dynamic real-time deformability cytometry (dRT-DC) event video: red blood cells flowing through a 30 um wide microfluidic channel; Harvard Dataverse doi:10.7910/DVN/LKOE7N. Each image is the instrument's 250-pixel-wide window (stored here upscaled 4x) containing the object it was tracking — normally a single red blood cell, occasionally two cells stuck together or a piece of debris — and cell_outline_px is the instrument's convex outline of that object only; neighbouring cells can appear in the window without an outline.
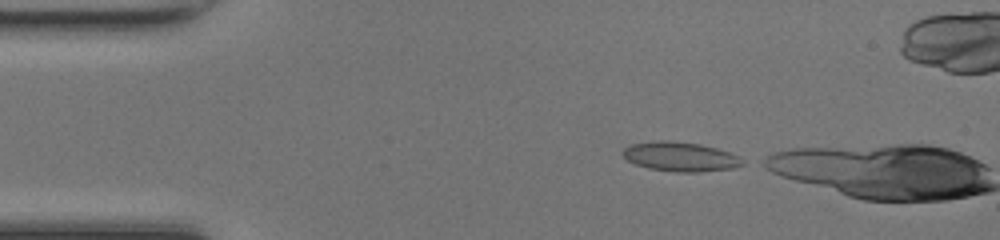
{"species": "common noctule bat (a hibernating species)", "species_latin": "Nyctalus noctula", "temperature_condition": "room temperature", "stored_images_in_passage": 2, "camera_frame_rate_fps": 3000, "um_per_image_px": 0.085, "animal": {"sex": "female", "body_mass_g": 17.0, "forearm_length_mm": 48.0}, "frame": {"image": 1, "passage_image": 1, "time_ms": 0.0, "image_size_px": [1000, 240], "cell_outline_px": [[748, 160], [744, 164], [732, 168], [700, 172], [676, 172], [648, 168], [636, 164], [628, 160], [620, 152], [624, 148], [632, 144], [660, 140], [668, 140], [700, 144], [716, 148], [740, 156]], "centroid_in_image_um": [57.87, 13.32], "position_along_channel_um": 27.1, "area_um2": 20.58}}